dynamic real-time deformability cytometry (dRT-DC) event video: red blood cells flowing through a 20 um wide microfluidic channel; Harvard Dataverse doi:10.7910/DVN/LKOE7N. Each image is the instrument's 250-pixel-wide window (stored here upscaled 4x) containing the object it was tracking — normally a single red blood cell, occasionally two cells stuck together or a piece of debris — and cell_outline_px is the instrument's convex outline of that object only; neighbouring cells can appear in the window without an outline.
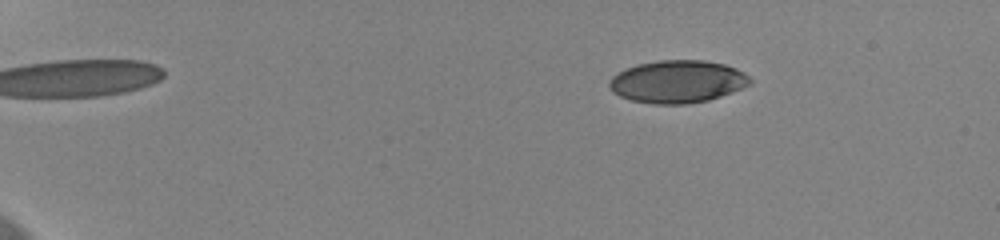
{"species": "human", "species_latin": "Homo sapiens", "temperature_condition": "cold", "stored_images_in_passage": 59, "camera_frame_rate_fps": 3000, "um_per_image_px": 0.085, "donor": {"sex": "female"}, "frame": {"image": 1, "passage_image": 11, "time_ms": 3.333, "image_size_px": [1000, 240], "cell_outline_px": [[752, 84], [732, 92], [708, 100], [688, 104], [652, 104], [632, 100], [620, 96], [612, 92], [608, 88], [608, 80], [612, 76], [636, 64], [660, 60], [704, 60], [724, 64], [736, 68], [744, 72], [752, 80]], "centroid_in_image_um": [57.58, 6.94], "position_along_channel_um": 27.4, "area_um2": 35.08}}
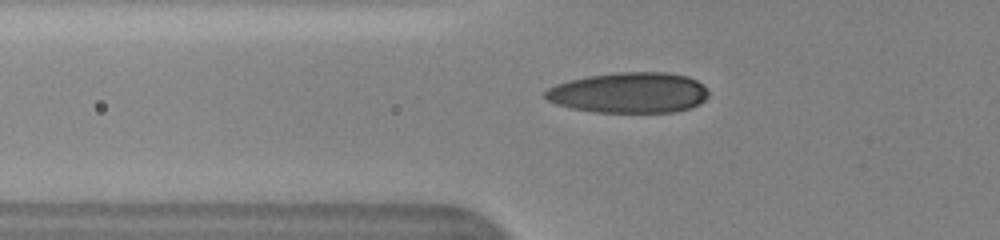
{"frame": {"image": 2, "passage_image": 24, "time_ms": 7.667, "image_size_px": [1000, 240], "cell_outline_px": [[708, 96], [700, 104], [692, 108], [676, 112], [592, 112], [572, 108], [556, 104], [548, 100], [544, 96], [544, 92], [548, 88], [556, 84], [588, 76], [620, 72], [668, 72], [688, 76], [704, 84], [708, 88]], "centroid_in_image_um": [53.53, 7.88], "position_along_channel_um": 72.3, "area_um2": 38.9}}
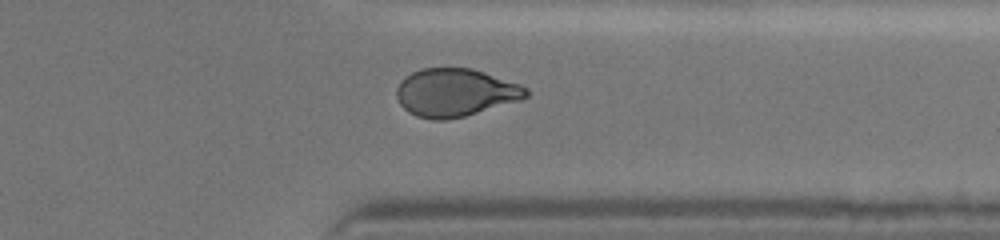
{"frame": {"image": 3, "passage_image": 49, "time_ms": 16.0, "image_size_px": [1000, 240], "cell_outline_px": [[528, 96], [520, 100], [464, 116], [448, 120], [432, 120], [416, 116], [408, 112], [400, 104], [396, 96], [396, 88], [400, 80], [412, 72], [424, 68], [472, 68], [520, 84], [528, 88]], "centroid_in_image_um": [38.68, 7.87], "position_along_channel_um": 372.7, "area_um2": 36.24}, "authors_computed_cell_mechanics": {"area_um2": 36.3562, "velocity_mm_per_s": 3.6539, "shape_relaxation_time_tau1_ms": 7.1076, "shape_relaxation_time_tau2_ms": 2.295, "deformation_change_tau1": 0.1766, "deformation_change_tau2": 0.0674}}